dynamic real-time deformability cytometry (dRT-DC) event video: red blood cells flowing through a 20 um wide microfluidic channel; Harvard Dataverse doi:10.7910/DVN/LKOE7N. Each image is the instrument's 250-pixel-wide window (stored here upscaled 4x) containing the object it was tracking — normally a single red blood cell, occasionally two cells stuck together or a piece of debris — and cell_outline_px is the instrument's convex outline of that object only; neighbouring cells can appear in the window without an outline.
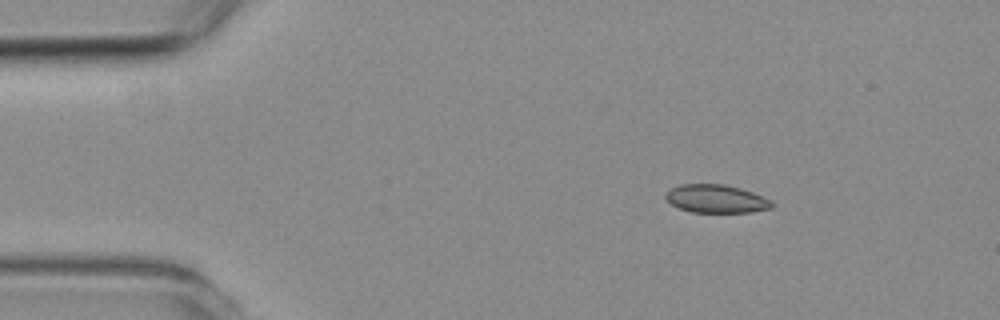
{"species": "common noctule bat (a hibernating species)", "species_latin": "Nyctalus noctula", "temperature_condition": "room temperature", "stored_images_in_passage": 4, "camera_frame_rate_fps": 3000, "um_per_image_px": 0.085, "animal": {"sex": "female", "body_mass_g": 19.3, "forearm_length_mm": 54.1}, "frame": {"image": 1, "passage_image": 1, "time_ms": 0.0, "image_size_px": [1000, 320], "cell_outline_px": [[776, 204], [772, 208], [752, 212], [692, 212], [680, 208], [672, 204], [664, 196], [672, 188], [680, 184], [724, 184], [740, 188], [752, 192], [772, 200]], "centroid_in_image_um": [60.93, 16.9], "position_along_channel_um": 24.1, "area_um2": 17.4}}
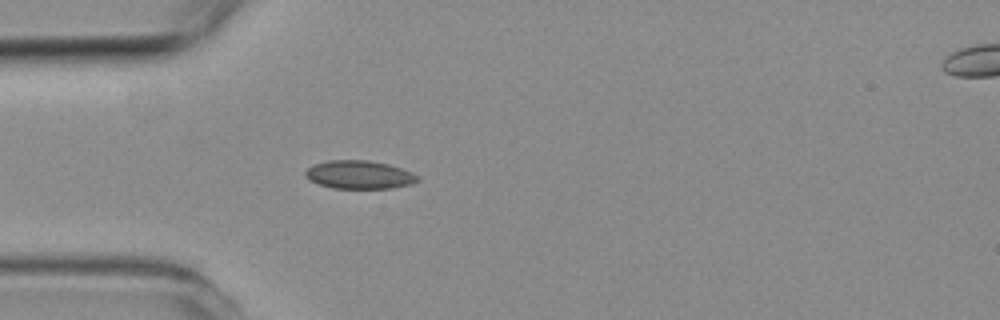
{"frame": {"image": 2, "passage_image": 3, "time_ms": 2.333, "image_size_px": [1000, 320], "cell_outline_px": [[420, 180], [408, 184], [392, 188], [332, 188], [308, 180], [304, 176], [304, 172], [308, 168], [316, 164], [328, 160], [368, 160], [388, 164], [412, 172], [420, 176]], "centroid_in_image_um": [30.53, 14.85], "position_along_channel_um": 54.5, "area_um2": 18.44}}